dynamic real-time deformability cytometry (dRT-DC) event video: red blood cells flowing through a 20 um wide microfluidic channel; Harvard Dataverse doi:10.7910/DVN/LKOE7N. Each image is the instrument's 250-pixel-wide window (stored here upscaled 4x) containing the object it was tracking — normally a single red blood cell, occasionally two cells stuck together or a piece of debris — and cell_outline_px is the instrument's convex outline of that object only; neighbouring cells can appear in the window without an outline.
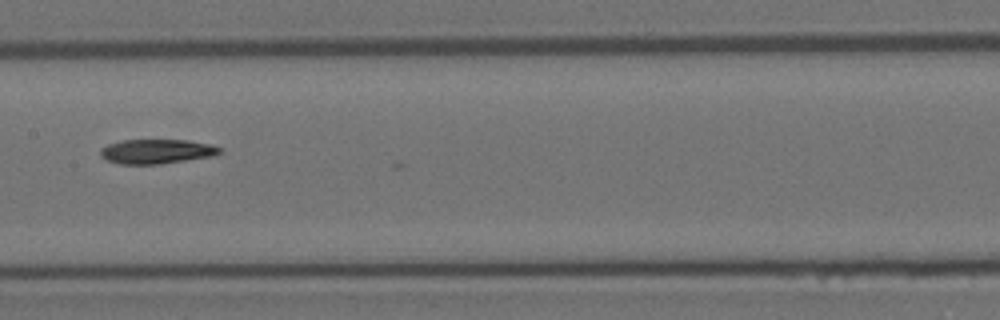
{"species": "Egyptian fruit bat (a non-hibernating species)", "species_latin": "Rousettus aegyptiacus", "temperature_condition": "room temperature", "stored_images_in_passage": 9, "camera_frame_rate_fps": 3000, "um_per_image_px": 0.085, "animal": {"sex": "female"}, "frame": {"image": 1, "passage_image": 6, "time_ms": 1.667, "image_size_px": [1000, 320], "cell_outline_px": [[220, 152], [212, 156], [160, 164], [120, 164], [108, 160], [100, 156], [100, 148], [108, 144], [124, 140], [188, 140], [212, 144], [220, 148]], "centroid_in_image_um": [13.29, 12.87], "position_along_channel_um": 194.1, "area_um2": 16.94}}
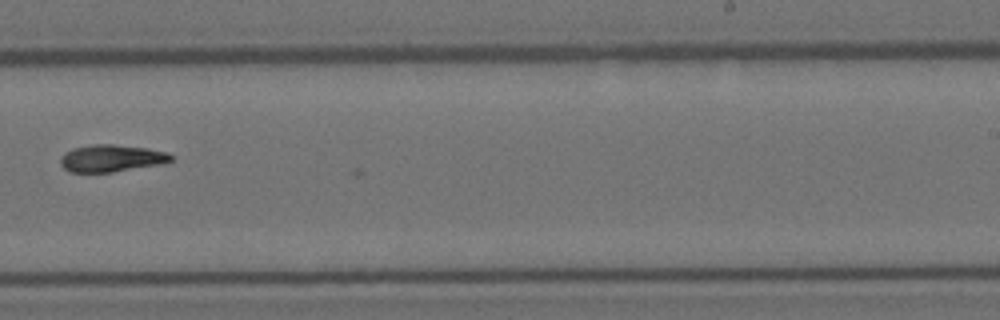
{"frame": {"image": 2, "passage_image": 8, "time_ms": 2.333, "image_size_px": [1000, 320], "cell_outline_px": [[172, 160], [164, 164], [112, 172], [68, 172], [60, 164], [60, 160], [72, 148], [92, 144], [112, 144], [148, 148], [168, 152], [172, 156]], "centroid_in_image_um": [9.51, 13.45], "position_along_channel_um": 279.5, "area_um2": 17.51}}
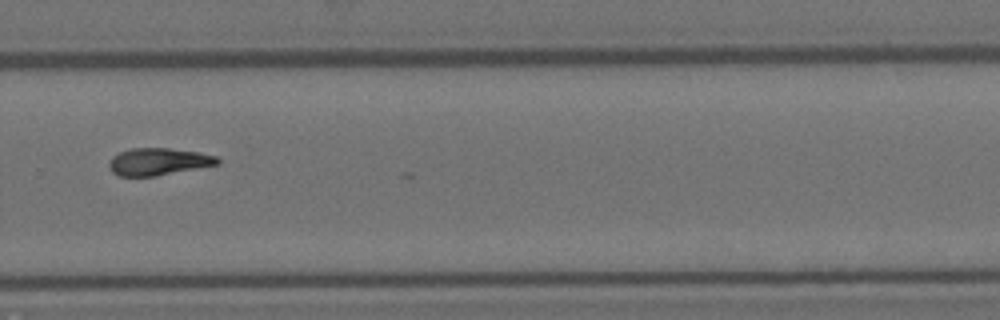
{"frame": {"image": 3, "passage_image": 9, "time_ms": 2.667, "image_size_px": [1000, 320], "cell_outline_px": [[220, 164], [156, 176], [120, 176], [112, 172], [108, 168], [108, 164], [112, 156], [128, 148], [168, 148], [196, 152], [216, 156], [220, 160]], "centroid_in_image_um": [13.43, 13.74], "position_along_channel_um": 316.4, "area_um2": 17.22}}